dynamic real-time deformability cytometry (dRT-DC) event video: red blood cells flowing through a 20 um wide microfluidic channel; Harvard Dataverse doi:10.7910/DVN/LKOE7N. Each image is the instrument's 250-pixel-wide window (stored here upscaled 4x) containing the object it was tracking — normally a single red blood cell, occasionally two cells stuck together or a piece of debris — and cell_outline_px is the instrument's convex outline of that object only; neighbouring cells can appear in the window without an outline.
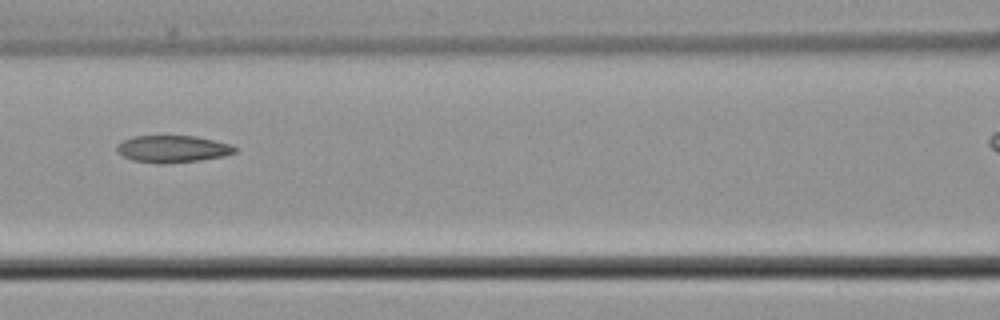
{"species": "common noctule bat (a hibernating species)", "species_latin": "Nyctalus noctula", "temperature_condition": "cold", "stored_images_in_passage": 4, "camera_frame_rate_fps": 3000, "um_per_image_px": 0.085, "animal": {"sex": "male", "body_mass_g": 21.5, "forearm_length_mm": 52.0}, "frame": {"image": 1, "passage_image": 3, "time_ms": 2.333, "image_size_px": [1000, 320], "cell_outline_px": [[236, 152], [224, 156], [200, 160], [164, 164], [160, 164], [132, 160], [116, 152], [116, 144], [132, 136], [196, 136], [232, 144], [236, 148]], "centroid_in_image_um": [14.66, 12.66], "position_along_channel_um": 151.9, "area_um2": 18.73}}